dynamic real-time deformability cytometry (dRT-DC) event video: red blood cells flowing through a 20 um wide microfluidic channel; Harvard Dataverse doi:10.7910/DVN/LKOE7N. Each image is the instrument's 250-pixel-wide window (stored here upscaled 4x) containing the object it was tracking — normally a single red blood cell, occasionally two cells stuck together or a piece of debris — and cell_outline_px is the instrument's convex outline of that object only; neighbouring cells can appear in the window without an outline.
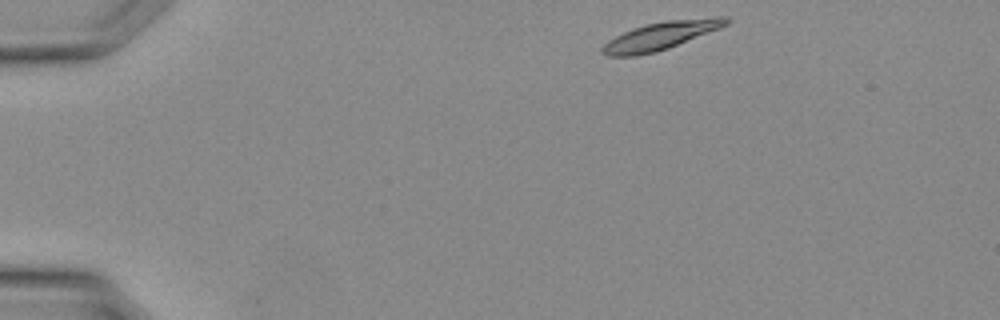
{"species": "Egyptian fruit bat (a non-hibernating species)", "species_latin": "Rousettus aegyptiacus", "temperature_condition": "warm", "stored_images_in_passage": 31, "camera_frame_rate_fps": 3000, "um_per_image_px": 0.085, "animal": {"sex": "female"}, "frame": {"image": 1, "passage_image": 1, "time_ms": 0.0, "image_size_px": [1000, 320], "cell_outline_px": [[732, 20], [728, 24], [720, 28], [668, 48], [656, 52], [636, 56], [608, 56], [600, 52], [600, 48], [608, 40], [632, 28], [664, 20], [716, 16], [728, 16]], "centroid_in_image_um": [56.19, 3.02], "position_along_channel_um": 28.8, "area_um2": 20.35}}
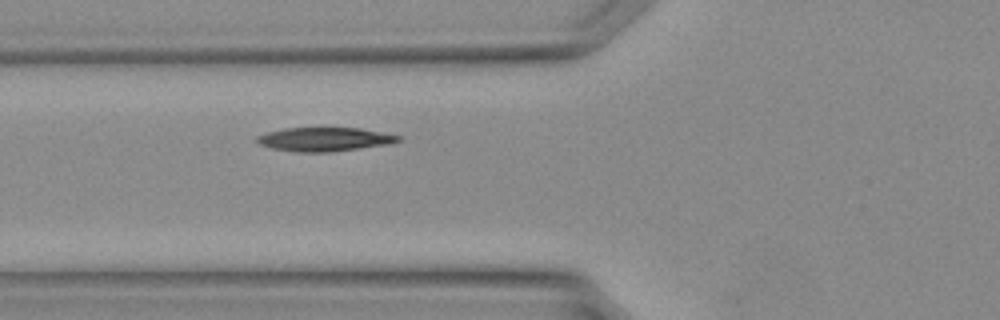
{"frame": {"image": 2, "passage_image": 9, "time_ms": 2.667, "image_size_px": [1000, 320], "cell_outline_px": [[404, 140], [388, 144], [332, 152], [296, 152], [272, 148], [260, 144], [256, 140], [256, 136], [268, 132], [284, 128], [360, 128], [404, 136]], "centroid_in_image_um": [27.64, 11.84], "position_along_channel_um": 98.2, "area_um2": 19.71}}
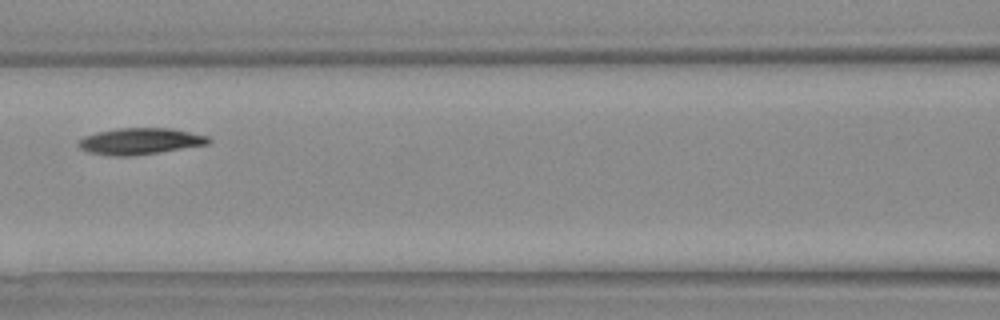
{"frame": {"image": 3, "passage_image": 12, "time_ms": 3.667, "image_size_px": [1000, 320], "cell_outline_px": [[212, 140], [208, 144], [160, 152], [128, 156], [112, 156], [88, 152], [80, 148], [76, 144], [84, 136], [96, 132], [116, 128], [172, 128], [208, 136]], "centroid_in_image_um": [11.89, 12.0], "position_along_channel_um": 154.7, "area_um2": 20.06}}